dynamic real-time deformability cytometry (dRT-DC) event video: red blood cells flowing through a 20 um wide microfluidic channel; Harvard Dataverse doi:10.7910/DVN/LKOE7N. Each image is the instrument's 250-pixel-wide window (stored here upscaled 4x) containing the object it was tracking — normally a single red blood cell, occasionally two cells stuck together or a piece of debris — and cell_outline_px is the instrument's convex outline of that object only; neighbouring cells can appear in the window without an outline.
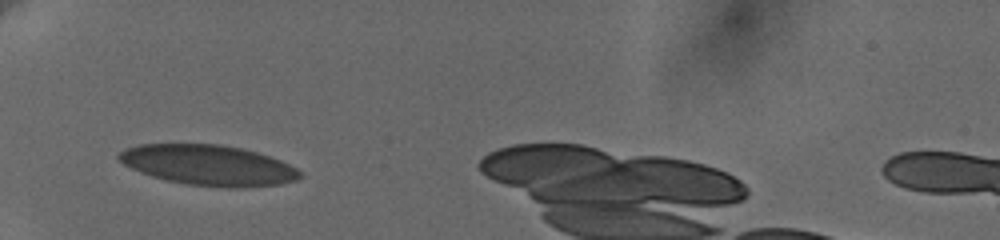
{"species": "human", "species_latin": "Homo sapiens", "temperature_condition": "cold", "stored_images_in_passage": 31, "camera_frame_rate_fps": 3000, "um_per_image_px": 0.085, "donor": {"sex": "female"}, "frame": {"image": 1, "passage_image": 1, "time_ms": 0.0, "image_size_px": [1000, 240], "cell_outline_px": [[300, 176], [296, 180], [280, 184], [244, 188], [228, 188], [188, 184], [168, 180], [152, 176], [140, 172], [124, 164], [116, 156], [124, 148], [140, 144], [220, 144], [240, 148], [256, 152], [280, 160], [296, 168], [300, 172]], "centroid_in_image_um": [17.7, 14.04], "position_along_channel_um": 67.3, "area_um2": 42.43}}
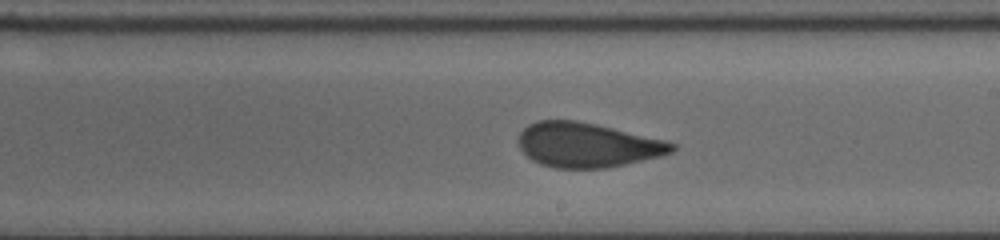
{"frame": {"image": 2, "passage_image": 16, "time_ms": 5.0, "image_size_px": [1000, 240], "cell_outline_px": [[676, 148], [672, 152], [660, 156], [608, 168], [556, 168], [540, 164], [532, 160], [520, 148], [516, 140], [516, 136], [528, 124], [536, 120], [576, 120], [596, 124], [664, 140], [676, 144]], "centroid_in_image_um": [49.87, 12.32], "position_along_channel_um": 239.1, "area_um2": 39.94}}
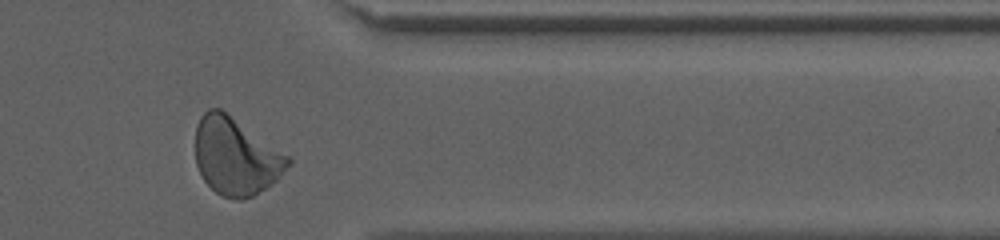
{"frame": {"image": 3, "passage_image": 29, "time_ms": 9.333, "image_size_px": [1000, 240], "cell_outline_px": [[292, 160], [280, 176], [276, 180], [252, 196], [240, 200], [224, 196], [216, 192], [204, 180], [196, 164], [196, 124], [200, 116], [208, 108], [220, 108], [292, 156]], "centroid_in_image_um": [20.06, 13.26], "position_along_channel_um": 391.3, "area_um2": 41.67}, "authors_computed_cell_mechanics": {"area_um2": 40.5756, "velocity_mm_per_s": 3.6282, "shape_relaxation_time_tau1_ms": 8.1966, "shape_relaxation_time_tau2_ms": 0.8459, "deformation_change_tau1": 0.1844, "deformation_change_tau2": 0.0598}}